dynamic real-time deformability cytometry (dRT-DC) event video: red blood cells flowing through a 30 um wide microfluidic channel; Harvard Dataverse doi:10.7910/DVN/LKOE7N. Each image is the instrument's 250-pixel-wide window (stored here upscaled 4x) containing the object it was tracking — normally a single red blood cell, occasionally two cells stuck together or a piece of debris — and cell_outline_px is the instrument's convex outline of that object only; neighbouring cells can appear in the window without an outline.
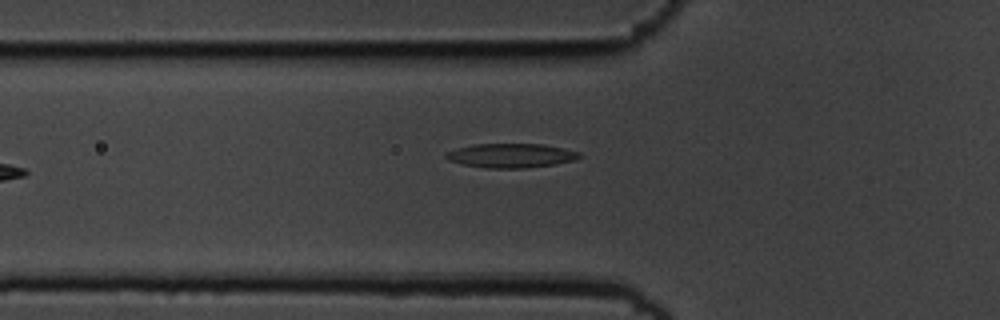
{"species": "common noctule bat (a hibernating species)", "species_latin": "Nyctalus noctula", "temperature_condition": "cold", "stored_images_in_passage": 3, "camera_frame_rate_fps": 3000, "um_per_image_px": 0.085, "animal": {"sex": "male", "body_mass_g": 19.5, "forearm_length_mm": 54.6}, "frame": {"image": 1, "passage_image": 3, "time_ms": 0.667, "image_size_px": [1000, 320], "cell_outline_px": [[580, 156], [572, 160], [556, 164], [524, 168], [484, 168], [464, 164], [448, 160], [444, 156], [444, 152], [456, 148], [472, 144], [540, 144], [564, 148], [580, 152]], "centroid_in_image_um": [43.38, 13.22], "position_along_channel_um": 82.4, "area_um2": 18.79}}